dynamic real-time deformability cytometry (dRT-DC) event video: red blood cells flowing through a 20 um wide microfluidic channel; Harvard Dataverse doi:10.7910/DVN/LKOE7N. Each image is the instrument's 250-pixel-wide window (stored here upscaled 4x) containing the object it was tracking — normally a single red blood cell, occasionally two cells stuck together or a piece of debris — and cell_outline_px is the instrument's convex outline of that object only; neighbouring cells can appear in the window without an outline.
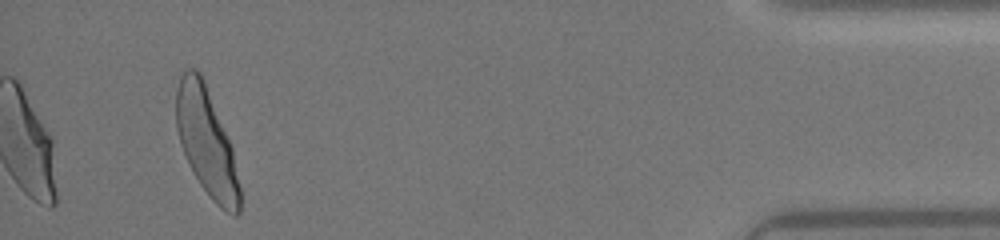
{"species": "human", "species_latin": "Homo sapiens", "temperature_condition": "warm", "stored_images_in_passage": 32, "camera_frame_rate_fps": 3000, "um_per_image_px": 0.085, "donor": {"sex": "female"}, "frame": {"image": 1, "passage_image": 32, "time_ms": 10.333, "image_size_px": [1000, 240], "cell_outline_px": [[240, 212], [236, 216], [232, 216], [220, 208], [212, 200], [200, 184], [188, 164], [180, 144], [176, 128], [176, 92], [180, 76], [184, 68], [196, 68], [200, 72], [204, 80], [232, 148], [240, 188]], "centroid_in_image_um": [17.54, 12.07], "position_along_channel_um": 417.7, "area_um2": 39.77}, "authors_computed_cell_mechanics": {"area_um2": 38.9283, "velocity_mm_per_s": 4.3379, "shape_relaxation_time_tau1_ms": 2.6661, "shape_relaxation_time_tau2_ms": null, "deformation_change_tau1": 0.1568, "deformation_change_tau2": null}}